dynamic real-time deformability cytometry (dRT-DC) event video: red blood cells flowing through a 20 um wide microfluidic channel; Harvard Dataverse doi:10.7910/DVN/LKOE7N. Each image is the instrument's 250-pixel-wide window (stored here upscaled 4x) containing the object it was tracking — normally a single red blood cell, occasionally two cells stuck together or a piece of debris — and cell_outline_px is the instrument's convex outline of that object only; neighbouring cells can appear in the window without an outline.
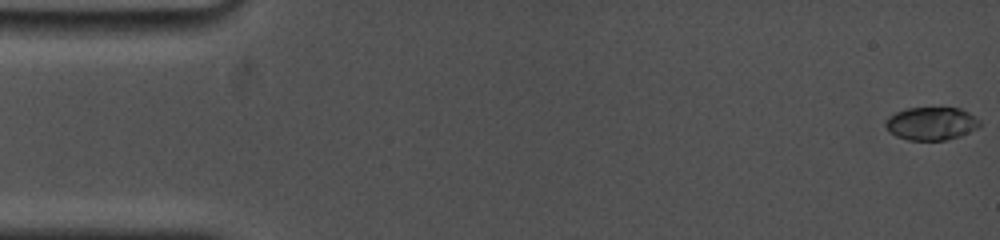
{"species": "common noctule bat (a hibernating species)", "species_latin": "Nyctalus noctula", "temperature_condition": "cold", "stored_images_in_passage": 85, "camera_frame_rate_fps": 5000, "um_per_image_px": 0.085, "animal": {"sex": "female", "body_mass_g": 19.0, "forearm_length_mm": 53.3}, "frame": {"image": 1, "passage_image": 1, "time_ms": 0.0, "image_size_px": [1000, 240], "cell_outline_px": [[980, 124], [976, 128], [960, 136], [944, 140], [908, 140], [896, 136], [888, 132], [884, 124], [884, 120], [888, 116], [896, 112], [908, 108], [960, 108], [968, 112], [980, 120]], "centroid_in_image_um": [79.11, 10.5], "position_along_channel_um": 5.9, "area_um2": 18.15}}
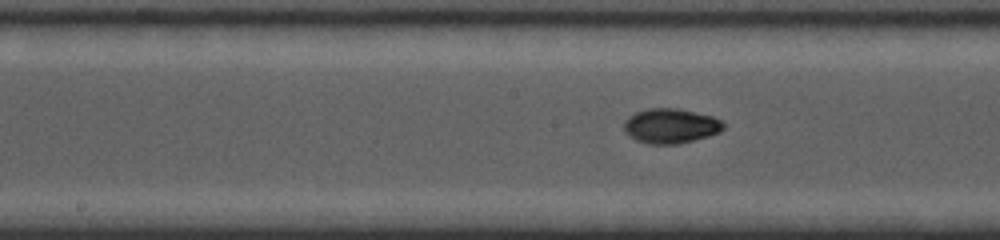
{"frame": {"image": 2, "passage_image": 44, "time_ms": 8.6, "image_size_px": [1000, 240], "cell_outline_px": [[724, 128], [720, 132], [708, 136], [680, 144], [648, 144], [636, 140], [628, 136], [624, 132], [624, 120], [628, 116], [636, 112], [648, 108], [676, 108], [712, 116], [720, 120], [724, 124]], "centroid_in_image_um": [56.97, 10.71], "position_along_channel_um": 191.2, "area_um2": 20.29}}
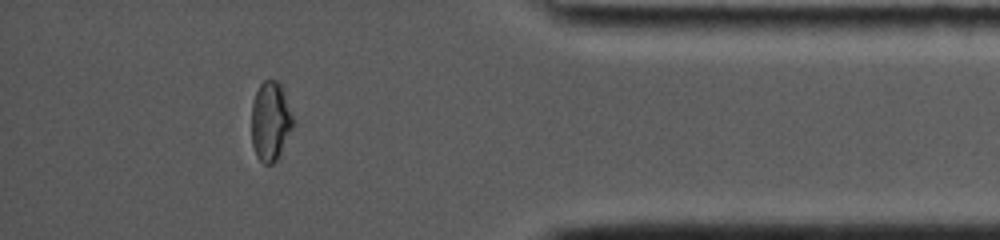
{"frame": {"image": 3, "passage_image": 76, "time_ms": 15.0, "image_size_px": [1000, 240], "cell_outline_px": [[292, 128], [276, 160], [272, 164], [264, 164], [256, 156], [252, 144], [252, 100], [260, 84], [264, 80], [276, 80], [284, 88], [292, 116]], "centroid_in_image_um": [22.97, 10.28], "position_along_channel_um": 412.2, "area_um2": 19.02}, "authors_computed_cell_mechanics": {"area_um2": 18.8428, "velocity_mm_per_s": 3.745, "shape_relaxation_time_tau1_ms": 5.3704, "shape_relaxation_time_tau2_ms": 2.2663, "deformation_change_tau1": 0.2089, "deformation_change_tau2": 0.0297}}